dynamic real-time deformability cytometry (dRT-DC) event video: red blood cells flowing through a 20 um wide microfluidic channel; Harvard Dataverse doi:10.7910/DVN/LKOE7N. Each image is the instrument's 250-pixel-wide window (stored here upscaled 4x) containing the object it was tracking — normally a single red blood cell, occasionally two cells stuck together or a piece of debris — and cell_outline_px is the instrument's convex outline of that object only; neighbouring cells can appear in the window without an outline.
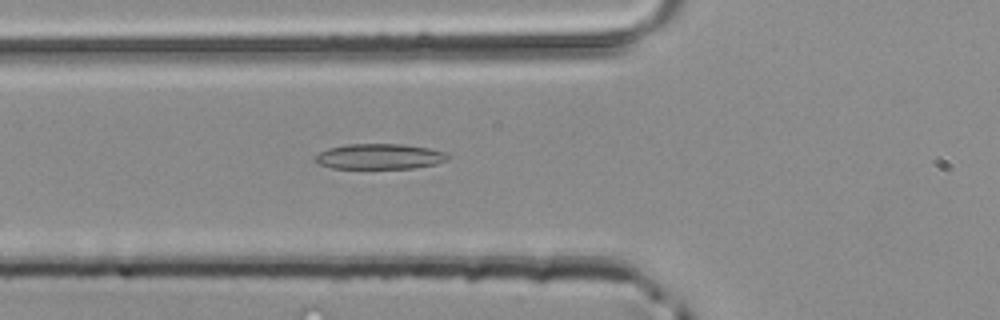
{"species": "common noctule bat (a hibernating species)", "species_latin": "Nyctalus noctula", "temperature_condition": "room temperature", "stored_images_in_passage": 33, "camera_frame_rate_fps": 3000, "um_per_image_px": 0.085, "animal": {"sex": "male", "body_mass_g": 20.4}, "frame": {"image": 1, "passage_image": 4, "time_ms": 1.0, "image_size_px": [1000, 320], "cell_outline_px": [[448, 160], [436, 164], [412, 168], [332, 168], [320, 164], [316, 160], [316, 156], [320, 152], [328, 148], [348, 144], [404, 144], [428, 148], [448, 152]], "centroid_in_image_um": [32.31, 13.29], "position_along_channel_um": 93.5, "area_um2": 19.54}}
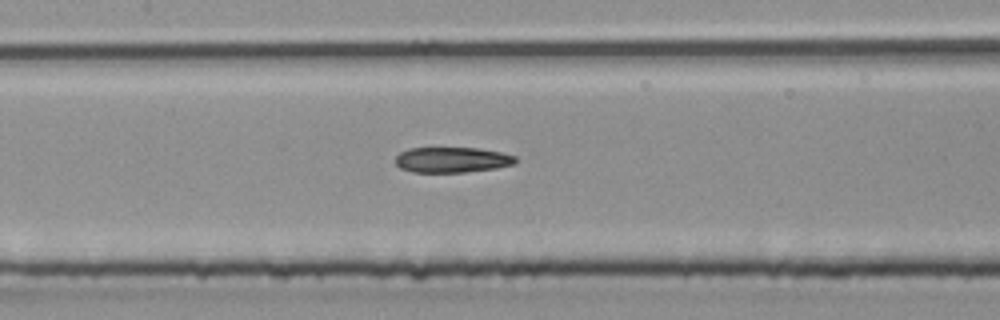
{"frame": {"image": 2, "passage_image": 9, "time_ms": 2.667, "image_size_px": [1000, 320], "cell_outline_px": [[516, 164], [496, 168], [464, 172], [412, 172], [400, 168], [396, 164], [396, 156], [400, 152], [408, 148], [480, 148], [500, 152], [516, 156]], "centroid_in_image_um": [38.43, 13.58], "position_along_channel_um": 169.0, "area_um2": 17.86}}
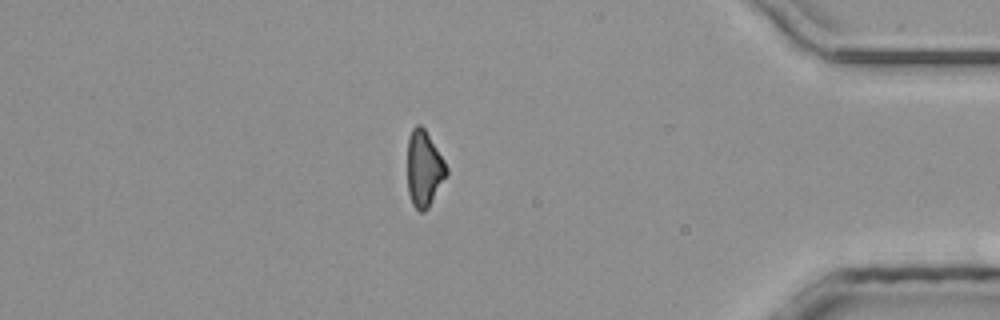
{"frame": {"image": 3, "passage_image": 27, "time_ms": 8.667, "image_size_px": [1000, 320], "cell_outline_px": [[448, 172], [428, 208], [424, 212], [420, 212], [412, 204], [408, 192], [408, 136], [412, 128], [416, 124], [420, 124], [424, 128], [444, 160], [448, 168]], "centroid_in_image_um": [36.03, 14.33], "position_along_channel_um": 399.2, "area_um2": 17.17}}